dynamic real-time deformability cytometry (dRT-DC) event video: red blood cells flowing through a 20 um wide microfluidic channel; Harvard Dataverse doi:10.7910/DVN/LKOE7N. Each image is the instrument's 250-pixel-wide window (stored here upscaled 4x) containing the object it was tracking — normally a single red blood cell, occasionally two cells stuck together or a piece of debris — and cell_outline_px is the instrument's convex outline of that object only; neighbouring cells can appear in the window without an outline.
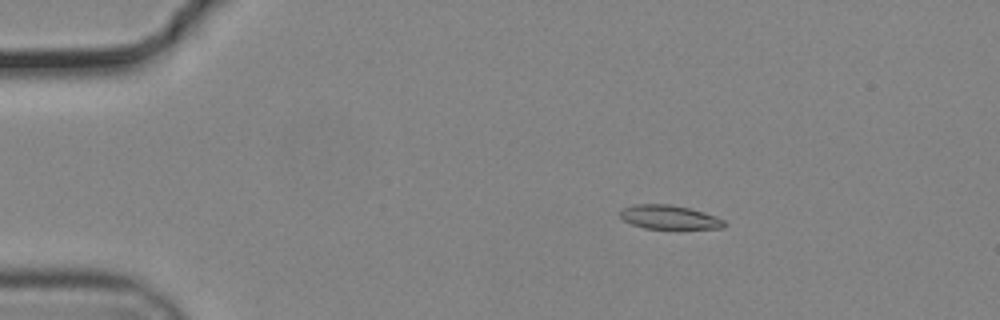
{"species": "common noctule bat (a hibernating species)", "species_latin": "Nyctalus noctula", "temperature_condition": "cold", "stored_images_in_passage": 53, "camera_frame_rate_fps": 3000, "um_per_image_px": 0.085, "animal": {"sex": "male", "body_mass_g": 19.2, "forearm_length_mm": 51.8}, "frame": {"image": 1, "passage_image": 7, "time_ms": 2.0, "image_size_px": [1000, 320], "cell_outline_px": [[728, 224], [724, 228], [644, 228], [632, 224], [624, 220], [620, 216], [620, 212], [624, 208], [632, 204], [668, 204], [688, 208], [704, 212], [724, 220]], "centroid_in_image_um": [56.89, 18.46], "position_along_channel_um": 28.1, "area_um2": 14.33}}
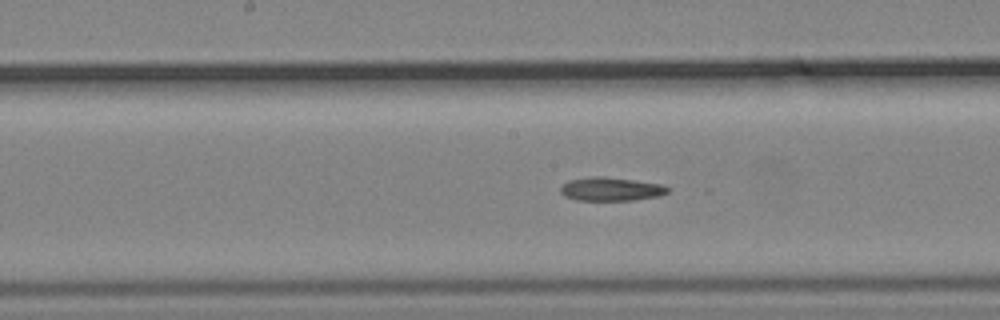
{"frame": {"image": 2, "passage_image": 26, "time_ms": 8.333, "image_size_px": [1000, 320], "cell_outline_px": [[672, 188], [668, 192], [660, 196], [632, 200], [576, 200], [564, 196], [560, 192], [560, 188], [568, 180], [592, 176], [604, 176], [660, 184]], "centroid_in_image_um": [51.93, 16.07], "position_along_channel_um": 196.3, "area_um2": 14.74}}
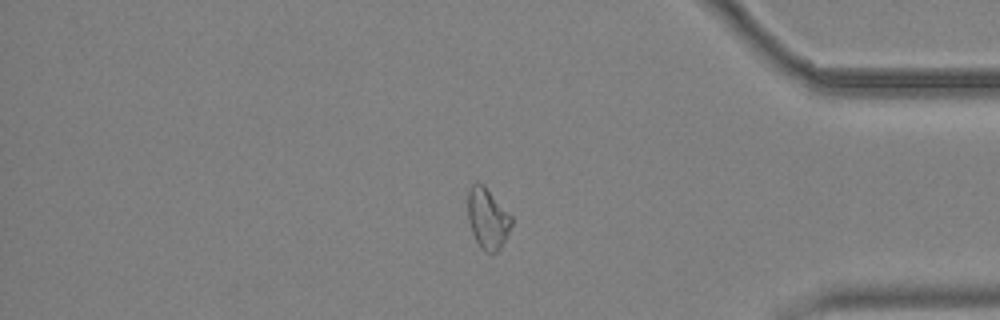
{"frame": {"image": 3, "passage_image": 44, "time_ms": 14.333, "image_size_px": [1000, 320], "cell_outline_px": [[512, 224], [500, 248], [496, 252], [484, 252], [476, 240], [472, 232], [468, 220], [468, 188], [476, 180], [484, 184], [512, 216]], "centroid_in_image_um": [41.43, 18.52], "position_along_channel_um": 393.8, "area_um2": 15.49}, "authors_computed_cell_mechanics": {"area_um2": 15.2592, "velocity_mm_per_s": 3.7115, "shape_relaxation_time_tau1_ms": 8.9277, "shape_relaxation_time_tau2_ms": 6.915, "deformation_change_tau1": 0.1847, "deformation_change_tau2": 0.1577}}